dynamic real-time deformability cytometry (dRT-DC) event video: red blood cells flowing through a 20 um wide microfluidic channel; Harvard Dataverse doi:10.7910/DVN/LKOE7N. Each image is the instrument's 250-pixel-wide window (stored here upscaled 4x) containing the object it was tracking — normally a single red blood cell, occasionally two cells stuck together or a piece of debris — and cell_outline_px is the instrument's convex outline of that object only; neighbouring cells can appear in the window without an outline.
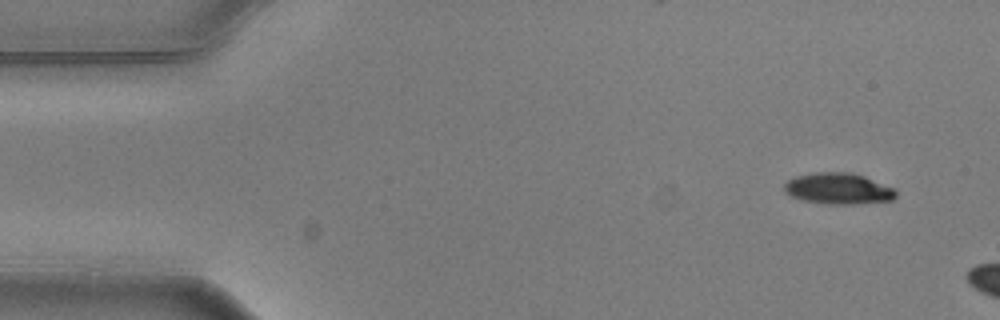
{"species": "common noctule bat (a hibernating species)", "species_latin": "Nyctalus noctula", "temperature_condition": "warm", "stored_images_in_passage": 3, "camera_frame_rate_fps": 3000, "um_per_image_px": 0.085, "animal": {"sex": "male", "body_mass_g": 20.5, "forearm_length_mm": 52.5}, "frame": {"image": 1, "passage_image": 1, "time_ms": 0.0, "image_size_px": [1000, 320], "cell_outline_px": [[896, 196], [892, 200], [856, 204], [828, 204], [800, 200], [788, 196], [784, 192], [784, 184], [788, 180], [796, 176], [816, 172], [852, 172], [864, 176], [896, 188]], "centroid_in_image_um": [71.24, 16.03], "position_along_channel_um": 13.8, "area_um2": 20.58}}